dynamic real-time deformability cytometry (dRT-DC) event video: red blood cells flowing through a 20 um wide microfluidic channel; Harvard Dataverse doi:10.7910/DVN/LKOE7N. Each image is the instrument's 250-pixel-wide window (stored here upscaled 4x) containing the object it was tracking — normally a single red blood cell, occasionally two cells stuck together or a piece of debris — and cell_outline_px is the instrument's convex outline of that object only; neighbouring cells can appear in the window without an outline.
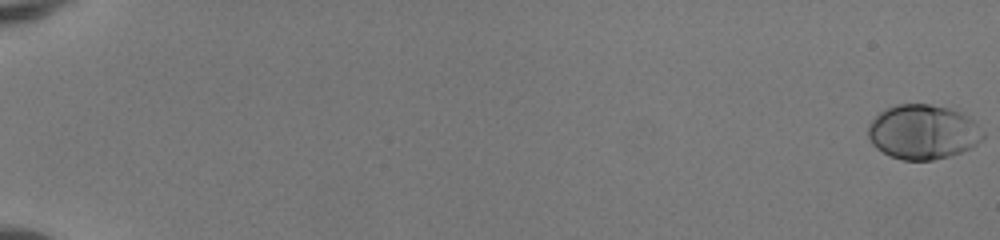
{"species": "human", "species_latin": "Homo sapiens", "temperature_condition": "room temperature", "stored_images_in_passage": 54, "camera_frame_rate_fps": 3000, "um_per_image_px": 0.085, "donor": {"sex": "female"}, "frame": {"image": 1, "passage_image": 1, "time_ms": 0.0, "image_size_px": [1000, 240], "cell_outline_px": [[984, 136], [972, 148], [948, 156], [932, 160], [904, 160], [892, 156], [876, 148], [872, 144], [868, 136], [868, 124], [880, 112], [896, 104], [928, 104], [948, 108], [964, 112], [984, 132]], "centroid_in_image_um": [78.45, 11.21], "position_along_channel_um": 6.5, "area_um2": 36.41}}
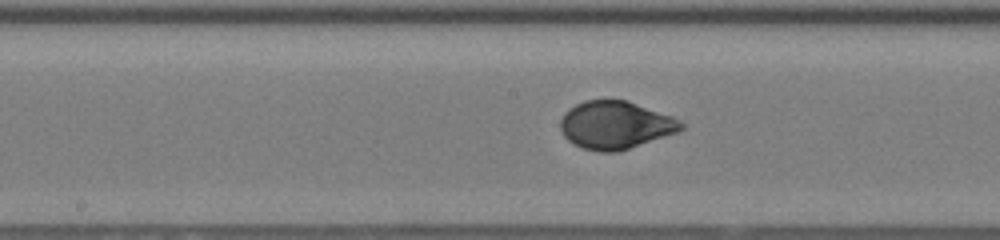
{"frame": {"image": 2, "passage_image": 31, "time_ms": 10.0, "image_size_px": [1000, 240], "cell_outline_px": [[684, 128], [680, 132], [616, 152], [600, 152], [584, 148], [568, 140], [564, 136], [560, 128], [560, 120], [564, 112], [568, 108], [584, 100], [628, 100], [672, 116], [680, 120], [684, 124]], "centroid_in_image_um": [52.32, 10.62], "position_along_channel_um": 195.9, "area_um2": 33.76}}
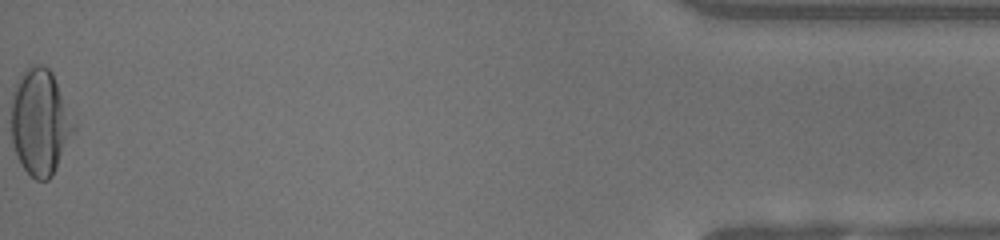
{"frame": {"image": 3, "passage_image": 54, "time_ms": 17.667, "image_size_px": [1000, 240], "cell_outline_px": [[76, 128], [52, 176], [48, 180], [36, 180], [20, 164], [12, 144], [12, 92], [16, 84], [28, 64], [40, 64], [48, 68], [52, 72], [76, 124]], "centroid_in_image_um": [3.41, 10.37], "position_along_channel_um": 431.8, "area_um2": 38.55}, "authors_computed_cell_mechanics": {"area_um2": 34.3621, "velocity_mm_per_s": 4.0996, "shape_relaxation_time_tau1_ms": 3.5674, "shape_relaxation_time_tau2_ms": null, "deformation_change_tau1": 0.2122, "deformation_change_tau2": null}}